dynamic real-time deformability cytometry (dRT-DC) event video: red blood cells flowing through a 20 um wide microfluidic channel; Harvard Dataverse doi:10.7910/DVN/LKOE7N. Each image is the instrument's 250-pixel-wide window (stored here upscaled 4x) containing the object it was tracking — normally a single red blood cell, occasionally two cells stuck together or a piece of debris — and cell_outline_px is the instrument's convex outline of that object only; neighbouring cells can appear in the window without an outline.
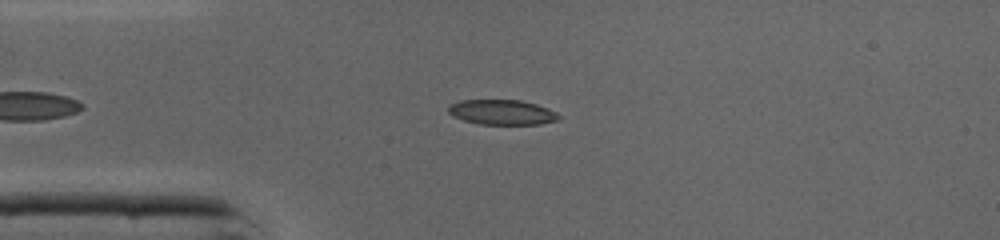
{"species": "common noctule bat (a hibernating species)", "species_latin": "Nyctalus noctula", "temperature_condition": "cold", "stored_images_in_passage": 39, "camera_frame_rate_fps": 3000, "um_per_image_px": 0.085, "animal": {"sex": "male", "body_mass_g": 19.0, "forearm_length_mm": 50.8}, "frame": {"image": 1, "passage_image": 7, "time_ms": 2.0, "image_size_px": [1000, 240], "cell_outline_px": [[560, 116], [556, 120], [540, 124], [480, 124], [464, 120], [452, 116], [448, 112], [448, 104], [460, 100], [520, 100], [536, 104], [548, 108], [556, 112]], "centroid_in_image_um": [42.63, 9.53], "position_along_channel_um": 42.4, "area_um2": 16.07}}
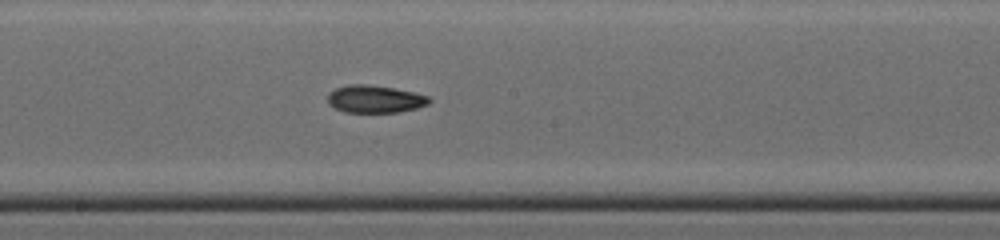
{"frame": {"image": 2, "passage_image": 20, "time_ms": 6.333, "image_size_px": [1000, 240], "cell_outline_px": [[432, 100], [428, 104], [416, 108], [396, 112], [344, 112], [328, 104], [328, 92], [336, 88], [348, 84], [364, 84], [392, 88], [412, 92], [428, 96]], "centroid_in_image_um": [31.84, 8.42], "position_along_channel_um": 216.4, "area_um2": 16.13}}
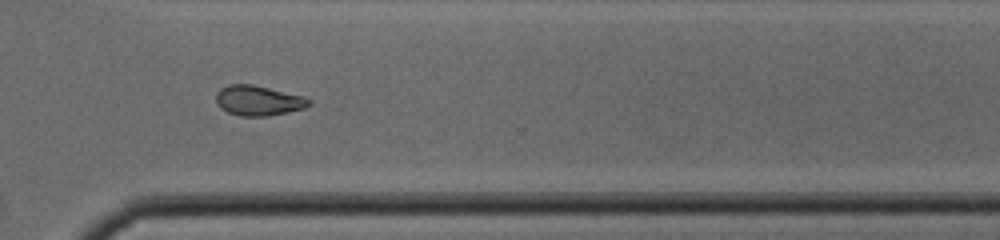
{"frame": {"image": 3, "passage_image": 29, "time_ms": 9.333, "image_size_px": [1000, 240], "cell_outline_px": [[312, 104], [304, 108], [288, 112], [268, 116], [240, 116], [228, 112], [220, 108], [216, 104], [216, 92], [220, 88], [228, 84], [252, 84], [304, 96], [312, 100]], "centroid_in_image_um": [21.95, 8.54], "position_along_channel_um": 348.6, "area_um2": 16.47}, "authors_computed_cell_mechanics": {"area_um2": 16.3574, "velocity_mm_per_s": 4.3834, "shape_relaxation_time_tau1_ms": null, "shape_relaxation_time_tau2_ms": 7.0687, "deformation_change_tau1": null, "deformation_change_tau2": 0.1428}}